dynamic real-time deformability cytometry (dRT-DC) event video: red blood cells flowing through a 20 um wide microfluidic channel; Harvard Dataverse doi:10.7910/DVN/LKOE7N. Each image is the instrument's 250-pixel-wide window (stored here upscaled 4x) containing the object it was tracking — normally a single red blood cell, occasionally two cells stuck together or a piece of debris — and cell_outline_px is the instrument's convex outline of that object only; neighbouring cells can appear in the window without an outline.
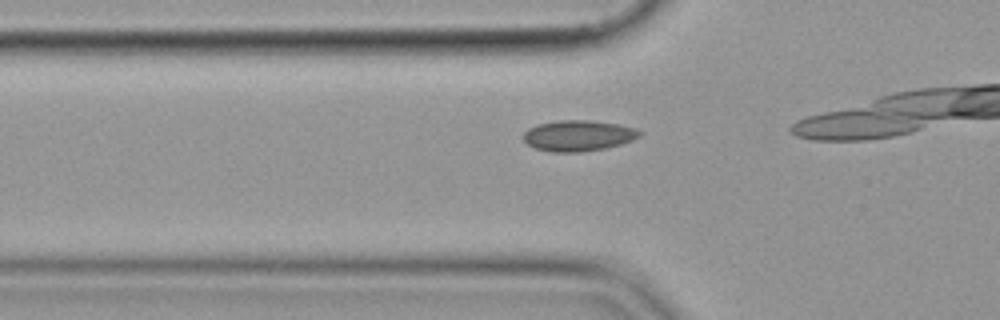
{"species": "common noctule bat (a hibernating species)", "species_latin": "Nyctalus noctula", "temperature_condition": "cold", "stored_images_in_passage": 16, "camera_frame_rate_fps": 3000, "um_per_image_px": 0.085, "animal": {"sex": "female", "body_mass_g": 19.9}, "frame": {"image": 1, "passage_image": 12, "time_ms": 3.667, "image_size_px": [1000, 320], "cell_outline_px": [[640, 136], [632, 140], [620, 144], [604, 148], [580, 152], [552, 152], [536, 148], [528, 144], [524, 140], [524, 132], [528, 128], [536, 124], [556, 120], [588, 120], [616, 124], [636, 128], [640, 132]], "centroid_in_image_um": [49.12, 11.52], "position_along_channel_um": 76.7, "area_um2": 20.75}}